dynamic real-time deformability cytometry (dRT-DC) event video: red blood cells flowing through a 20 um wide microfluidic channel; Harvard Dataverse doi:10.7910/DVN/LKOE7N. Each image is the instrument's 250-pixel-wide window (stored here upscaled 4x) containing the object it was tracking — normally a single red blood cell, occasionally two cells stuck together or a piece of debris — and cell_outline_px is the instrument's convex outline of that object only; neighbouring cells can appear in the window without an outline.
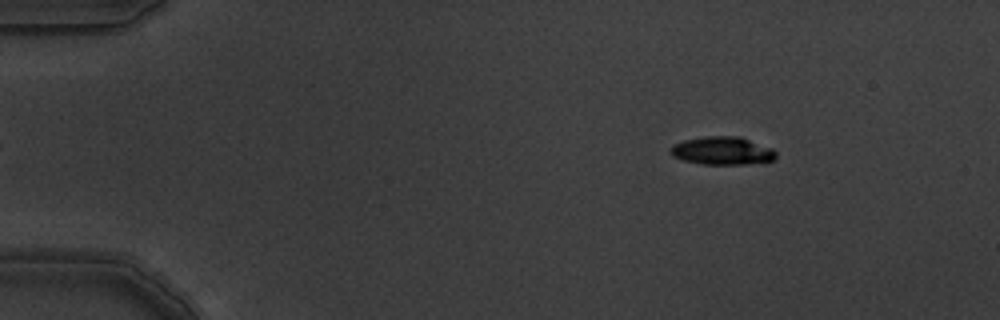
{"species": "common noctule bat (a hibernating species)", "species_latin": "Nyctalus noctula", "temperature_condition": "warm", "stored_images_in_passage": 4, "camera_frame_rate_fps": 3000, "um_per_image_px": 0.085, "animal": {"sex": "male", "body_mass_g": 19.5, "forearm_length_mm": 54.6}, "frame": {"image": 1, "passage_image": 2, "time_ms": 0.333, "image_size_px": [1000, 320], "cell_outline_px": [[776, 156], [772, 160], [744, 164], [704, 164], [684, 160], [672, 156], [668, 152], [672, 144], [684, 140], [704, 136], [740, 136], [772, 148], [776, 152]], "centroid_in_image_um": [61.35, 12.8], "position_along_channel_um": 23.6, "area_um2": 17.22}}